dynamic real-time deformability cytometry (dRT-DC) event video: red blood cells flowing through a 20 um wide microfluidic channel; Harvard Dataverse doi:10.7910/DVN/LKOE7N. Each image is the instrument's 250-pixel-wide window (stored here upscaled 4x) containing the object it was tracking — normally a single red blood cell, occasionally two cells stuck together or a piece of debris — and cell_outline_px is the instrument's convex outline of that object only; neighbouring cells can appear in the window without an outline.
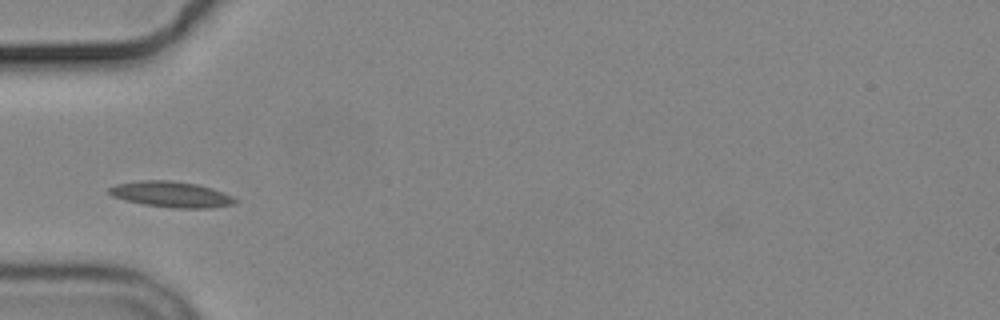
{"species": "common noctule bat (a hibernating species)", "species_latin": "Nyctalus noctula", "temperature_condition": "cold", "stored_images_in_passage": 3, "camera_frame_rate_fps": 3000, "um_per_image_px": 0.085, "animal": {"sex": "male", "body_mass_g": 19.2, "forearm_length_mm": 51.8}, "frame": {"image": 1, "passage_image": 1, "time_ms": 0.0, "image_size_px": [1000, 320], "cell_outline_px": [[236, 204], [208, 208], [176, 208], [144, 204], [124, 200], [112, 196], [108, 192], [108, 188], [116, 184], [140, 180], [172, 180], [196, 184], [212, 188], [224, 192], [232, 196], [236, 200]], "centroid_in_image_um": [14.55, 16.51], "position_along_channel_um": 70.5, "area_um2": 18.96}}
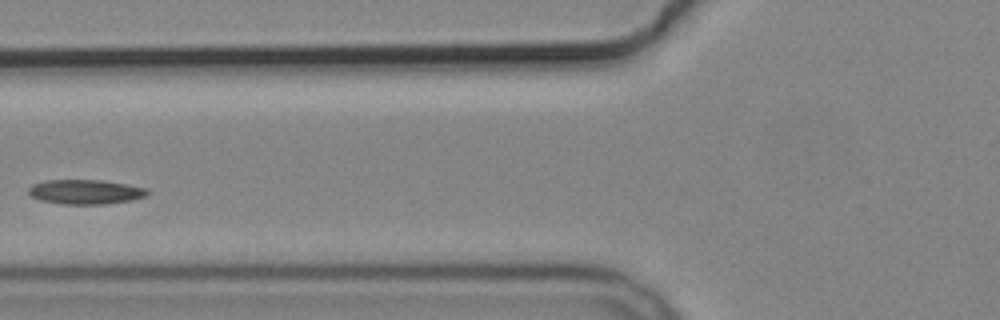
{"frame": {"image": 2, "passage_image": 2, "time_ms": 1.333, "image_size_px": [1000, 320], "cell_outline_px": [[148, 192], [144, 196], [132, 200], [104, 204], [64, 204], [40, 200], [28, 196], [28, 188], [32, 184], [44, 180], [100, 180], [148, 188]], "centroid_in_image_um": [7.2, 16.31], "position_along_channel_um": 118.6, "area_um2": 16.99}}
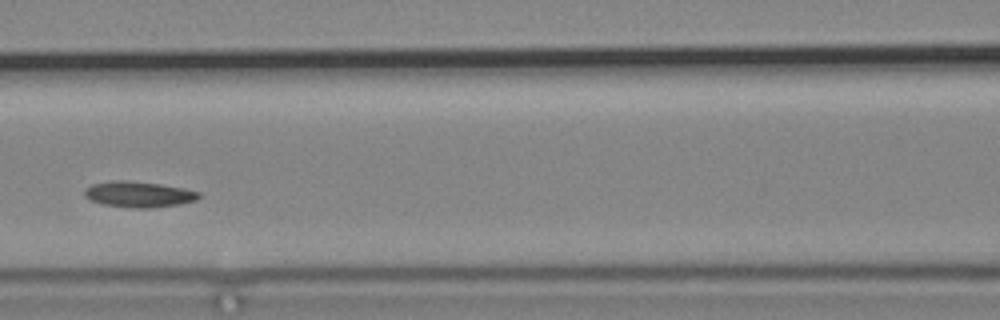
{"frame": {"image": 3, "passage_image": 3, "time_ms": 2.333, "image_size_px": [1000, 320], "cell_outline_px": [[200, 196], [196, 200], [180, 204], [152, 208], [132, 208], [100, 204], [84, 196], [84, 188], [92, 184], [112, 180], [124, 180], [160, 184], [184, 188], [200, 192]], "centroid_in_image_um": [11.77, 16.52], "position_along_channel_um": 154.8, "area_um2": 17.34}}